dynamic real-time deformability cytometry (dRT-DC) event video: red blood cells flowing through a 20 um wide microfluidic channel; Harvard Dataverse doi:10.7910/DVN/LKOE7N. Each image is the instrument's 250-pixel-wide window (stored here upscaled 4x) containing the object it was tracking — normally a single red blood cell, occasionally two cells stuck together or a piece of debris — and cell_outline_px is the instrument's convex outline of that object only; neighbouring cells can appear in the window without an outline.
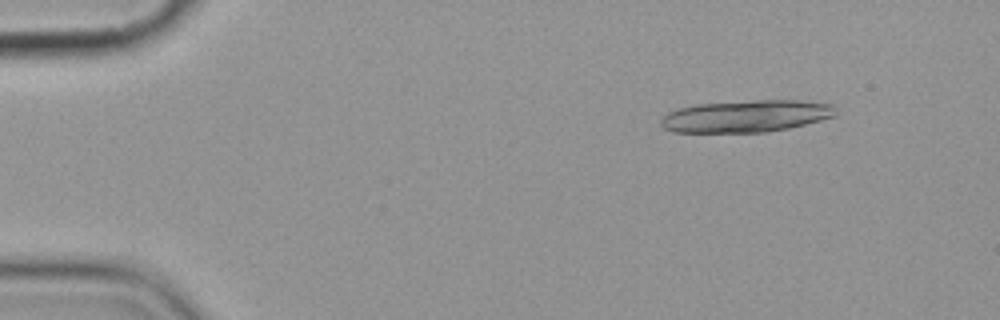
{"species": "common noctule bat (a hibernating species)", "species_latin": "Nyctalus noctula", "temperature_condition": "cold", "stored_images_in_passage": 6, "camera_frame_rate_fps": 3000, "um_per_image_px": 0.085, "animal": {"sex": "female", "body_mass_g": 19.9}, "frame": {"image": 1, "passage_image": 2, "time_ms": 1.333, "image_size_px": [1000, 320], "cell_outline_px": [[836, 116], [788, 128], [768, 132], [672, 132], [664, 128], [660, 124], [660, 120], [668, 112], [680, 108], [696, 104], [756, 100], [800, 100], [836, 104]], "centroid_in_image_um": [63.45, 9.86], "position_along_channel_um": 21.6, "area_um2": 32.77}}
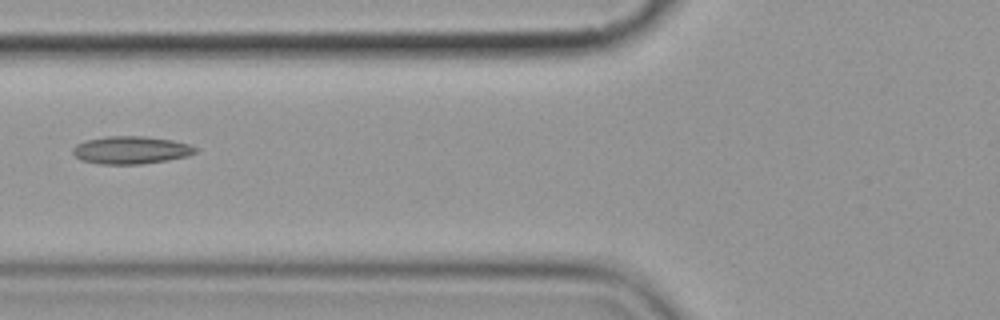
{"frame": {"image": 2, "passage_image": 6, "time_ms": 6.667, "image_size_px": [1000, 320], "cell_outline_px": [[200, 148], [196, 152], [188, 156], [168, 160], [140, 164], [100, 164], [80, 160], [72, 152], [72, 148], [76, 144], [84, 140], [104, 136], [144, 136], [172, 140], [188, 144]], "centroid_in_image_um": [11.12, 12.75], "position_along_channel_um": 114.7, "area_um2": 20.0}}